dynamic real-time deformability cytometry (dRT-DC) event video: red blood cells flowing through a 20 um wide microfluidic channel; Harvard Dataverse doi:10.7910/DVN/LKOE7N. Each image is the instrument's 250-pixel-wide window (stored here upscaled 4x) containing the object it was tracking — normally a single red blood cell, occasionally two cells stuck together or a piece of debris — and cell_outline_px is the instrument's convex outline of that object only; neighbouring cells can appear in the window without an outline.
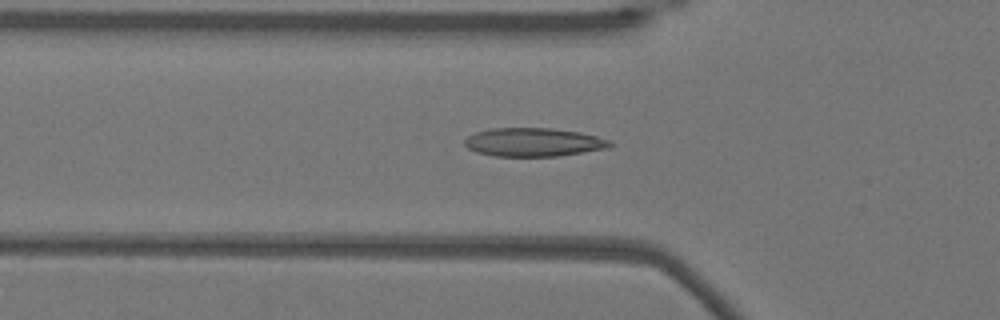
{"species": "Egyptian fruit bat (a non-hibernating species)", "species_latin": "Rousettus aegyptiacus", "temperature_condition": "warm", "stored_images_in_passage": 49, "camera_frame_rate_fps": 3000, "um_per_image_px": 0.085, "animal": {"sex": "female"}, "frame": {"image": 1, "passage_image": 16, "time_ms": 5.0, "image_size_px": [1000, 320], "cell_outline_px": [[612, 148], [560, 156], [492, 156], [476, 152], [468, 148], [464, 144], [464, 140], [468, 136], [476, 132], [492, 128], [552, 128], [580, 132], [612, 140]], "centroid_in_image_um": [45.39, 12.09], "position_along_channel_um": 80.4, "area_um2": 24.45}}
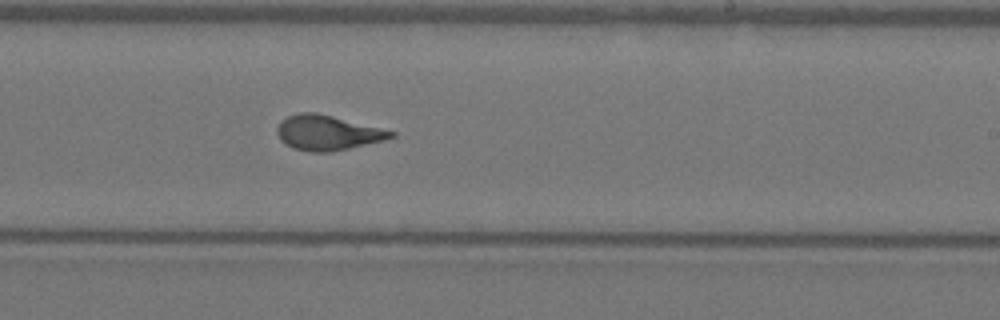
{"frame": {"image": 2, "passage_image": 30, "time_ms": 9.667, "image_size_px": [1000, 320], "cell_outline_px": [[396, 136], [384, 140], [332, 152], [312, 152], [292, 148], [284, 144], [280, 140], [276, 132], [276, 128], [280, 120], [296, 112], [316, 112], [396, 132]], "centroid_in_image_um": [27.78, 11.28], "position_along_channel_um": 261.2, "area_um2": 23.24}}
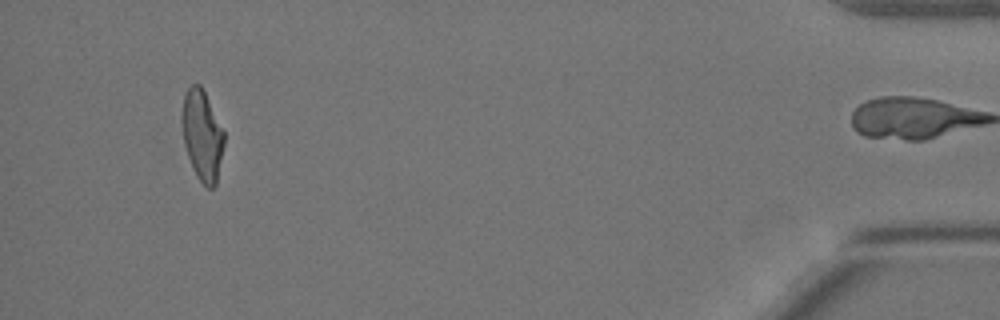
{"frame": {"image": 3, "passage_image": 48, "time_ms": 15.667, "image_size_px": [1000, 320], "cell_outline_px": [[224, 144], [216, 184], [212, 188], [208, 188], [196, 176], [192, 168], [184, 144], [180, 116], [184, 92], [192, 84], [200, 84], [224, 132]], "centroid_in_image_um": [17.15, 11.49], "position_along_channel_um": 418.0, "area_um2": 22.14}, "authors_computed_cell_mechanics": {"area_um2": 23.0622, "velocity_mm_per_s": 3.8578, "shape_relaxation_time_tau1_ms": 7.2468, "shape_relaxation_time_tau2_ms": 0.8061, "deformation_change_tau1": 0.238, "deformation_change_tau2": 0.0699}}